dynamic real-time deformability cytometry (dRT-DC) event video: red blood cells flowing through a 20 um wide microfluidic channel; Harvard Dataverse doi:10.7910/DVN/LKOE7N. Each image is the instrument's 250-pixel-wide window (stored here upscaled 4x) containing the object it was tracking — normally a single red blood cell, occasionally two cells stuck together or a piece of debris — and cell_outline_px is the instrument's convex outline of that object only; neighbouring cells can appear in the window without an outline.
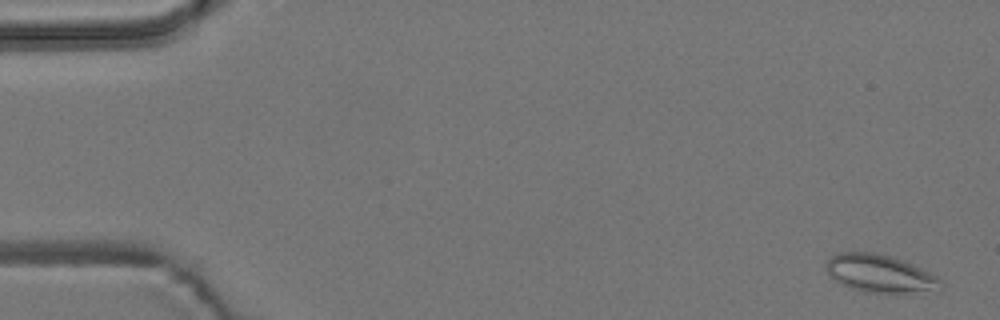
{"species": "common noctule bat (a hibernating species)", "species_latin": "Nyctalus noctula", "temperature_condition": "room temperature", "stored_images_in_passage": 6, "camera_frame_rate_fps": 3000, "um_per_image_px": 0.085, "animal": {"sex": "male", "body_mass_g": 19.2, "forearm_length_mm": 51.8}, "frame": {"image": 1, "passage_image": 1, "time_ms": 0.0, "image_size_px": [1000, 320], "cell_outline_px": [[940, 292], [864, 292], [852, 288], [828, 276], [824, 268], [828, 260], [836, 252], [872, 252], [888, 256], [912, 264], [936, 276], [940, 280]], "centroid_in_image_um": [74.77, 23.25], "position_along_channel_um": 10.2, "area_um2": 24.97}}